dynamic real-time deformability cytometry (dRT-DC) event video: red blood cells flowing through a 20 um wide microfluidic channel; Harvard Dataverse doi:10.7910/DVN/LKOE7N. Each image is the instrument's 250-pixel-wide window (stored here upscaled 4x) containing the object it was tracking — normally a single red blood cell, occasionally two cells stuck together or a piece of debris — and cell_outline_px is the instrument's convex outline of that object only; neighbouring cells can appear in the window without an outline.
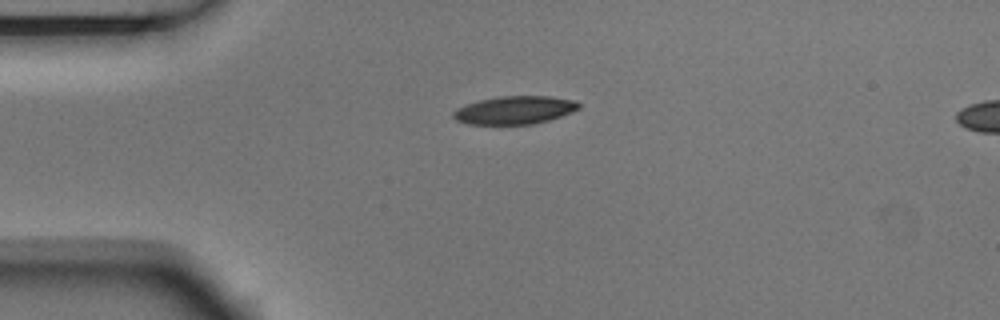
{"species": "Egyptian fruit bat (a non-hibernating species)", "species_latin": "Rousettus aegyptiacus", "temperature_condition": "room temperature", "stored_images_in_passage": 2, "segment_of_instrument_passage": [1, 2], "camera_frame_rate_fps": 3000, "um_per_image_px": 0.085, "animal": {"sex": "male"}, "frame": {"image": 1, "passage_image": 1, "time_ms": 0.0, "image_size_px": [1000, 320], "cell_outline_px": [[580, 108], [572, 112], [548, 120], [532, 124], [468, 124], [456, 120], [452, 116], [452, 112], [456, 108], [480, 100], [500, 96], [548, 96], [576, 100], [580, 104]], "centroid_in_image_um": [43.75, 9.35], "position_along_channel_um": 41.3, "area_um2": 20.46}}